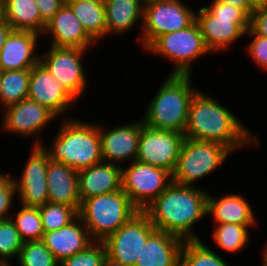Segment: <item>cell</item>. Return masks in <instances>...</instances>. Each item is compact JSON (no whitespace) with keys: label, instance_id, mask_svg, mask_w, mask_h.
Listing matches in <instances>:
<instances>
[{"label":"cell","instance_id":"6da1fadb","mask_svg":"<svg viewBox=\"0 0 267 266\" xmlns=\"http://www.w3.org/2000/svg\"><path fill=\"white\" fill-rule=\"evenodd\" d=\"M245 126L220 101L198 88L190 102L184 136L194 140L220 143L232 153L250 144L259 148L261 146L259 137Z\"/></svg>","mask_w":267,"mask_h":266},{"label":"cell","instance_id":"7a4b0ae2","mask_svg":"<svg viewBox=\"0 0 267 266\" xmlns=\"http://www.w3.org/2000/svg\"><path fill=\"white\" fill-rule=\"evenodd\" d=\"M172 182L143 211L156 230L185 240H200L193 225L207 215L208 191ZM195 232V233H194Z\"/></svg>","mask_w":267,"mask_h":266},{"label":"cell","instance_id":"3957f363","mask_svg":"<svg viewBox=\"0 0 267 266\" xmlns=\"http://www.w3.org/2000/svg\"><path fill=\"white\" fill-rule=\"evenodd\" d=\"M60 124L49 147L39 137L35 138L33 146H42L50 160L66 164L77 172L103 162L99 125L71 116Z\"/></svg>","mask_w":267,"mask_h":266},{"label":"cell","instance_id":"277c9868","mask_svg":"<svg viewBox=\"0 0 267 266\" xmlns=\"http://www.w3.org/2000/svg\"><path fill=\"white\" fill-rule=\"evenodd\" d=\"M191 74H169L145 109L142 121L159 130L184 134L190 102L198 91Z\"/></svg>","mask_w":267,"mask_h":266},{"label":"cell","instance_id":"5b68a950","mask_svg":"<svg viewBox=\"0 0 267 266\" xmlns=\"http://www.w3.org/2000/svg\"><path fill=\"white\" fill-rule=\"evenodd\" d=\"M139 211L121 189L85 199L78 214L92 240L104 242Z\"/></svg>","mask_w":267,"mask_h":266},{"label":"cell","instance_id":"8992f818","mask_svg":"<svg viewBox=\"0 0 267 266\" xmlns=\"http://www.w3.org/2000/svg\"><path fill=\"white\" fill-rule=\"evenodd\" d=\"M196 22L211 52H225L250 28V18L242 10L214 0L196 12Z\"/></svg>","mask_w":267,"mask_h":266},{"label":"cell","instance_id":"52a82bcc","mask_svg":"<svg viewBox=\"0 0 267 266\" xmlns=\"http://www.w3.org/2000/svg\"><path fill=\"white\" fill-rule=\"evenodd\" d=\"M145 51L173 62L175 66L171 74L191 75L192 64L204 55L212 53L204 41L196 20L189 27L160 35Z\"/></svg>","mask_w":267,"mask_h":266},{"label":"cell","instance_id":"ba28073f","mask_svg":"<svg viewBox=\"0 0 267 266\" xmlns=\"http://www.w3.org/2000/svg\"><path fill=\"white\" fill-rule=\"evenodd\" d=\"M231 153L220 143L184 138L177 165L172 174V182L195 186L196 181L202 180L221 167Z\"/></svg>","mask_w":267,"mask_h":266},{"label":"cell","instance_id":"9c48e42d","mask_svg":"<svg viewBox=\"0 0 267 266\" xmlns=\"http://www.w3.org/2000/svg\"><path fill=\"white\" fill-rule=\"evenodd\" d=\"M155 230L144 211L135 214L104 241L108 266H135L142 247Z\"/></svg>","mask_w":267,"mask_h":266},{"label":"cell","instance_id":"30bf717a","mask_svg":"<svg viewBox=\"0 0 267 266\" xmlns=\"http://www.w3.org/2000/svg\"><path fill=\"white\" fill-rule=\"evenodd\" d=\"M196 20L194 12L182 0H159L144 5L141 35L144 50L160 35L189 27Z\"/></svg>","mask_w":267,"mask_h":266},{"label":"cell","instance_id":"8fae6325","mask_svg":"<svg viewBox=\"0 0 267 266\" xmlns=\"http://www.w3.org/2000/svg\"><path fill=\"white\" fill-rule=\"evenodd\" d=\"M121 168L122 190L140 211L172 183V174L169 171L137 160L128 167L122 165Z\"/></svg>","mask_w":267,"mask_h":266},{"label":"cell","instance_id":"7c38bea8","mask_svg":"<svg viewBox=\"0 0 267 266\" xmlns=\"http://www.w3.org/2000/svg\"><path fill=\"white\" fill-rule=\"evenodd\" d=\"M88 50L90 49L50 45L48 51L40 54L39 62L76 100L85 93L87 88V74L81 60Z\"/></svg>","mask_w":267,"mask_h":266},{"label":"cell","instance_id":"4fadbf2b","mask_svg":"<svg viewBox=\"0 0 267 266\" xmlns=\"http://www.w3.org/2000/svg\"><path fill=\"white\" fill-rule=\"evenodd\" d=\"M184 138L182 133L151 128L141 119V136L136 160L163 168L173 174Z\"/></svg>","mask_w":267,"mask_h":266},{"label":"cell","instance_id":"5bb4252c","mask_svg":"<svg viewBox=\"0 0 267 266\" xmlns=\"http://www.w3.org/2000/svg\"><path fill=\"white\" fill-rule=\"evenodd\" d=\"M32 148L21 176L13 179L19 203L26 207L39 208L49 202L46 180L50 158L42 146Z\"/></svg>","mask_w":267,"mask_h":266},{"label":"cell","instance_id":"9a60e30c","mask_svg":"<svg viewBox=\"0 0 267 266\" xmlns=\"http://www.w3.org/2000/svg\"><path fill=\"white\" fill-rule=\"evenodd\" d=\"M3 111L1 129L8 134L10 132L27 138L39 136L47 124L57 119V116L44 105L28 98L8 105Z\"/></svg>","mask_w":267,"mask_h":266},{"label":"cell","instance_id":"2e32d148","mask_svg":"<svg viewBox=\"0 0 267 266\" xmlns=\"http://www.w3.org/2000/svg\"><path fill=\"white\" fill-rule=\"evenodd\" d=\"M101 154L103 162L122 166L125 162L136 161L141 136V119L135 123L106 129L99 124Z\"/></svg>","mask_w":267,"mask_h":266},{"label":"cell","instance_id":"e0dca14e","mask_svg":"<svg viewBox=\"0 0 267 266\" xmlns=\"http://www.w3.org/2000/svg\"><path fill=\"white\" fill-rule=\"evenodd\" d=\"M28 99L44 105L58 118L67 113L76 99L39 62L30 69Z\"/></svg>","mask_w":267,"mask_h":266},{"label":"cell","instance_id":"ac0fdd59","mask_svg":"<svg viewBox=\"0 0 267 266\" xmlns=\"http://www.w3.org/2000/svg\"><path fill=\"white\" fill-rule=\"evenodd\" d=\"M46 35H50L54 47L90 49L96 44L66 2L46 23L42 36Z\"/></svg>","mask_w":267,"mask_h":266},{"label":"cell","instance_id":"d6986e66","mask_svg":"<svg viewBox=\"0 0 267 266\" xmlns=\"http://www.w3.org/2000/svg\"><path fill=\"white\" fill-rule=\"evenodd\" d=\"M38 36L41 35L33 31L12 30L0 51V71L25 70L37 65Z\"/></svg>","mask_w":267,"mask_h":266},{"label":"cell","instance_id":"ffe728a7","mask_svg":"<svg viewBox=\"0 0 267 266\" xmlns=\"http://www.w3.org/2000/svg\"><path fill=\"white\" fill-rule=\"evenodd\" d=\"M41 241L59 263L82 252L94 242L79 215L59 230L44 232Z\"/></svg>","mask_w":267,"mask_h":266},{"label":"cell","instance_id":"44dd1931","mask_svg":"<svg viewBox=\"0 0 267 266\" xmlns=\"http://www.w3.org/2000/svg\"><path fill=\"white\" fill-rule=\"evenodd\" d=\"M122 166L102 162L78 172L81 203L88 198L122 189Z\"/></svg>","mask_w":267,"mask_h":266},{"label":"cell","instance_id":"7402d4cb","mask_svg":"<svg viewBox=\"0 0 267 266\" xmlns=\"http://www.w3.org/2000/svg\"><path fill=\"white\" fill-rule=\"evenodd\" d=\"M48 199L50 203L81 207L78 172L66 164L49 160L47 166Z\"/></svg>","mask_w":267,"mask_h":266},{"label":"cell","instance_id":"603a6c76","mask_svg":"<svg viewBox=\"0 0 267 266\" xmlns=\"http://www.w3.org/2000/svg\"><path fill=\"white\" fill-rule=\"evenodd\" d=\"M183 243L173 234L155 230L142 247L135 266H180Z\"/></svg>","mask_w":267,"mask_h":266},{"label":"cell","instance_id":"cb8c5ba5","mask_svg":"<svg viewBox=\"0 0 267 266\" xmlns=\"http://www.w3.org/2000/svg\"><path fill=\"white\" fill-rule=\"evenodd\" d=\"M211 214V215H210ZM207 215L213 217L214 224L234 223L257 225V218L249 201L240 194L216 197L208 193Z\"/></svg>","mask_w":267,"mask_h":266},{"label":"cell","instance_id":"d4e9b609","mask_svg":"<svg viewBox=\"0 0 267 266\" xmlns=\"http://www.w3.org/2000/svg\"><path fill=\"white\" fill-rule=\"evenodd\" d=\"M106 15V36L129 33L141 21L144 5L140 0H103Z\"/></svg>","mask_w":267,"mask_h":266},{"label":"cell","instance_id":"484cf974","mask_svg":"<svg viewBox=\"0 0 267 266\" xmlns=\"http://www.w3.org/2000/svg\"><path fill=\"white\" fill-rule=\"evenodd\" d=\"M3 19L13 30L33 31L42 35L46 27L35 0H5Z\"/></svg>","mask_w":267,"mask_h":266},{"label":"cell","instance_id":"4316f807","mask_svg":"<svg viewBox=\"0 0 267 266\" xmlns=\"http://www.w3.org/2000/svg\"><path fill=\"white\" fill-rule=\"evenodd\" d=\"M87 34L97 43L106 36L104 1L66 0Z\"/></svg>","mask_w":267,"mask_h":266},{"label":"cell","instance_id":"83f0119b","mask_svg":"<svg viewBox=\"0 0 267 266\" xmlns=\"http://www.w3.org/2000/svg\"><path fill=\"white\" fill-rule=\"evenodd\" d=\"M30 69L1 71V108L28 97Z\"/></svg>","mask_w":267,"mask_h":266},{"label":"cell","instance_id":"f1b7e54d","mask_svg":"<svg viewBox=\"0 0 267 266\" xmlns=\"http://www.w3.org/2000/svg\"><path fill=\"white\" fill-rule=\"evenodd\" d=\"M212 235L214 243L222 250L237 253L244 249L250 242L248 229L255 225H239L234 223L215 224ZM248 243V244H247Z\"/></svg>","mask_w":267,"mask_h":266},{"label":"cell","instance_id":"f546056e","mask_svg":"<svg viewBox=\"0 0 267 266\" xmlns=\"http://www.w3.org/2000/svg\"><path fill=\"white\" fill-rule=\"evenodd\" d=\"M180 266L231 265L201 240H185L180 252Z\"/></svg>","mask_w":267,"mask_h":266},{"label":"cell","instance_id":"4dcf8cb0","mask_svg":"<svg viewBox=\"0 0 267 266\" xmlns=\"http://www.w3.org/2000/svg\"><path fill=\"white\" fill-rule=\"evenodd\" d=\"M20 206L16 217L10 219L20 233L22 240L24 242L42 240L44 230L39 208Z\"/></svg>","mask_w":267,"mask_h":266},{"label":"cell","instance_id":"1f68e13d","mask_svg":"<svg viewBox=\"0 0 267 266\" xmlns=\"http://www.w3.org/2000/svg\"><path fill=\"white\" fill-rule=\"evenodd\" d=\"M23 245L24 241L12 220H0V266H12L10 260L17 259Z\"/></svg>","mask_w":267,"mask_h":266},{"label":"cell","instance_id":"d6a6232c","mask_svg":"<svg viewBox=\"0 0 267 266\" xmlns=\"http://www.w3.org/2000/svg\"><path fill=\"white\" fill-rule=\"evenodd\" d=\"M44 232L59 230L71 223L79 214L69 205L47 202L39 207Z\"/></svg>","mask_w":267,"mask_h":266},{"label":"cell","instance_id":"836d02e7","mask_svg":"<svg viewBox=\"0 0 267 266\" xmlns=\"http://www.w3.org/2000/svg\"><path fill=\"white\" fill-rule=\"evenodd\" d=\"M19 266H59V262L40 241L24 242L17 257Z\"/></svg>","mask_w":267,"mask_h":266},{"label":"cell","instance_id":"e575fe53","mask_svg":"<svg viewBox=\"0 0 267 266\" xmlns=\"http://www.w3.org/2000/svg\"><path fill=\"white\" fill-rule=\"evenodd\" d=\"M59 266H108L104 242L94 241L82 252L64 259Z\"/></svg>","mask_w":267,"mask_h":266},{"label":"cell","instance_id":"d590c367","mask_svg":"<svg viewBox=\"0 0 267 266\" xmlns=\"http://www.w3.org/2000/svg\"><path fill=\"white\" fill-rule=\"evenodd\" d=\"M17 196L15 182L9 173L0 172V220L11 218L13 200Z\"/></svg>","mask_w":267,"mask_h":266},{"label":"cell","instance_id":"8d00e7d4","mask_svg":"<svg viewBox=\"0 0 267 266\" xmlns=\"http://www.w3.org/2000/svg\"><path fill=\"white\" fill-rule=\"evenodd\" d=\"M245 35L253 38L246 48L248 55L252 57L256 66L267 71V37L257 35L251 28L246 31Z\"/></svg>","mask_w":267,"mask_h":266},{"label":"cell","instance_id":"74e56055","mask_svg":"<svg viewBox=\"0 0 267 266\" xmlns=\"http://www.w3.org/2000/svg\"><path fill=\"white\" fill-rule=\"evenodd\" d=\"M41 19L47 23L64 5L66 0H35Z\"/></svg>","mask_w":267,"mask_h":266},{"label":"cell","instance_id":"f35d334b","mask_svg":"<svg viewBox=\"0 0 267 266\" xmlns=\"http://www.w3.org/2000/svg\"><path fill=\"white\" fill-rule=\"evenodd\" d=\"M250 28L257 35L267 37V6L253 12L250 19Z\"/></svg>","mask_w":267,"mask_h":266},{"label":"cell","instance_id":"ab89813d","mask_svg":"<svg viewBox=\"0 0 267 266\" xmlns=\"http://www.w3.org/2000/svg\"><path fill=\"white\" fill-rule=\"evenodd\" d=\"M231 5L235 8L242 10L250 19L253 14V10L249 7L247 0H214Z\"/></svg>","mask_w":267,"mask_h":266},{"label":"cell","instance_id":"60d3db41","mask_svg":"<svg viewBox=\"0 0 267 266\" xmlns=\"http://www.w3.org/2000/svg\"><path fill=\"white\" fill-rule=\"evenodd\" d=\"M12 30L13 29L4 19L0 21V51L5 43L7 36Z\"/></svg>","mask_w":267,"mask_h":266},{"label":"cell","instance_id":"b9f144b4","mask_svg":"<svg viewBox=\"0 0 267 266\" xmlns=\"http://www.w3.org/2000/svg\"><path fill=\"white\" fill-rule=\"evenodd\" d=\"M249 7L255 11L267 6V0H247Z\"/></svg>","mask_w":267,"mask_h":266},{"label":"cell","instance_id":"7bdbcfd3","mask_svg":"<svg viewBox=\"0 0 267 266\" xmlns=\"http://www.w3.org/2000/svg\"><path fill=\"white\" fill-rule=\"evenodd\" d=\"M262 266H267V244L265 245L264 249H262Z\"/></svg>","mask_w":267,"mask_h":266},{"label":"cell","instance_id":"ee69618b","mask_svg":"<svg viewBox=\"0 0 267 266\" xmlns=\"http://www.w3.org/2000/svg\"><path fill=\"white\" fill-rule=\"evenodd\" d=\"M3 19V2H0V21Z\"/></svg>","mask_w":267,"mask_h":266},{"label":"cell","instance_id":"f6af8a7d","mask_svg":"<svg viewBox=\"0 0 267 266\" xmlns=\"http://www.w3.org/2000/svg\"><path fill=\"white\" fill-rule=\"evenodd\" d=\"M140 1L142 2L143 5H146L148 3L159 1V0H140Z\"/></svg>","mask_w":267,"mask_h":266},{"label":"cell","instance_id":"bcb514c9","mask_svg":"<svg viewBox=\"0 0 267 266\" xmlns=\"http://www.w3.org/2000/svg\"><path fill=\"white\" fill-rule=\"evenodd\" d=\"M0 104H1V71H0Z\"/></svg>","mask_w":267,"mask_h":266},{"label":"cell","instance_id":"7dc6e473","mask_svg":"<svg viewBox=\"0 0 267 266\" xmlns=\"http://www.w3.org/2000/svg\"><path fill=\"white\" fill-rule=\"evenodd\" d=\"M81 1H98V0H81Z\"/></svg>","mask_w":267,"mask_h":266}]
</instances>
